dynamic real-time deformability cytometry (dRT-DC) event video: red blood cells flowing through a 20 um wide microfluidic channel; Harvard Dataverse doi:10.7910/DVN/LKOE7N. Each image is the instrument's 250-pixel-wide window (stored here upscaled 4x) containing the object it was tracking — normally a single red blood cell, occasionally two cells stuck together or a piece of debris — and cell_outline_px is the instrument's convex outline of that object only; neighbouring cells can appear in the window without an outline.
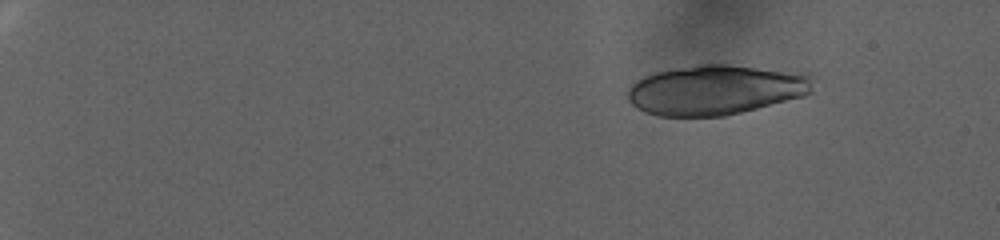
{"species": "human", "species_latin": "Homo sapiens", "temperature_condition": "warm", "stored_images_in_passage": 31, "camera_frame_rate_fps": 3000, "um_per_image_px": 0.085, "donor": {"sex": "female"}, "frame": {"image": 1, "passage_image": 1, "time_ms": 0.0, "image_size_px": [1000, 240], "cell_outline_px": [[812, 92], [804, 96], [724, 116], [660, 116], [644, 112], [632, 104], [628, 100], [628, 88], [636, 80], [644, 76], [656, 72], [700, 64], [728, 64], [812, 72]], "centroid_in_image_um": [60.89, 7.62], "position_along_channel_um": 24.1, "area_um2": 54.22}}
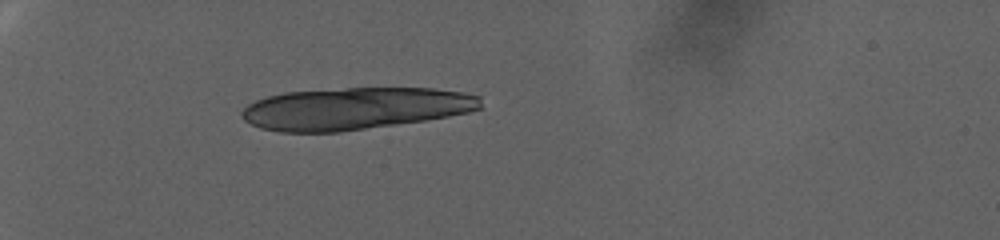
{"frame": {"image": 2, "passage_image": 21, "time_ms": 6.667, "image_size_px": [1000, 240], "cell_outline_px": [[480, 108], [468, 112], [448, 116], [424, 120], [340, 132], [280, 132], [260, 128], [244, 120], [240, 116], [240, 112], [248, 104], [256, 100], [268, 96], [284, 92], [344, 88], [432, 88], [464, 92], [480, 96]], "centroid_in_image_um": [30.13, 9.22], "position_along_channel_um": 54.9, "area_um2": 58.55}}